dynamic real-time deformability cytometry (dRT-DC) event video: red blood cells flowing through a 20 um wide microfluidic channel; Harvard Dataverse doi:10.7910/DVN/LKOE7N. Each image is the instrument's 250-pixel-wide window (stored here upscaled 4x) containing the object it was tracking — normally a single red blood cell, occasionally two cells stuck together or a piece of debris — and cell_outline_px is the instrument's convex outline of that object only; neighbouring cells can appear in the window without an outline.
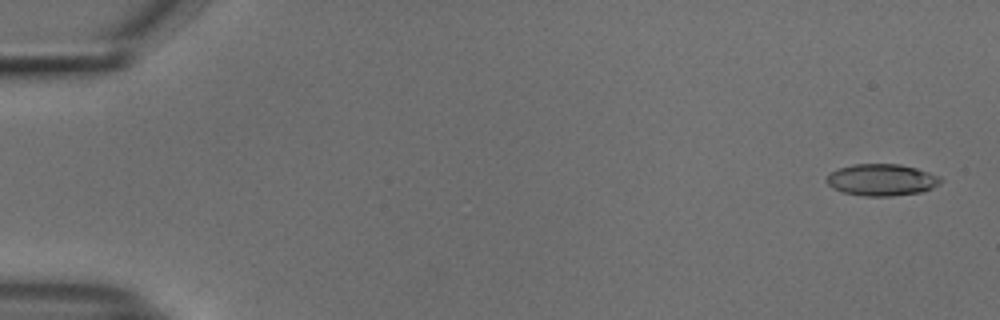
{"species": "common noctule bat (a hibernating species)", "species_latin": "Nyctalus noctula", "temperature_condition": "cold", "stored_images_in_passage": 14, "camera_frame_rate_fps": 3000, "um_per_image_px": 0.085, "animal": {"sex": "male", "body_mass_g": 18.8}, "frame": {"image": 1, "passage_image": 2, "time_ms": 0.333, "image_size_px": [1000, 320], "cell_outline_px": [[944, 180], [940, 184], [932, 188], [920, 192], [892, 196], [864, 196], [840, 192], [832, 188], [824, 180], [832, 172], [840, 168], [852, 164], [900, 164], [916, 168], [940, 176]], "centroid_in_image_um": [74.94, 15.29], "position_along_channel_um": 10.1, "area_um2": 21.21}}